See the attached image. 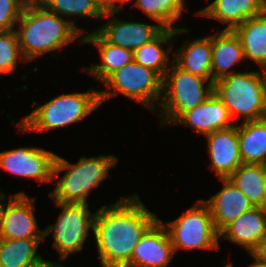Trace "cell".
Returning <instances> with one entry per match:
<instances>
[{
  "mask_svg": "<svg viewBox=\"0 0 266 267\" xmlns=\"http://www.w3.org/2000/svg\"><path fill=\"white\" fill-rule=\"evenodd\" d=\"M255 262L249 265V267H266V263L260 262L256 259H254Z\"/></svg>",
  "mask_w": 266,
  "mask_h": 267,
  "instance_id": "cell-35",
  "label": "cell"
},
{
  "mask_svg": "<svg viewBox=\"0 0 266 267\" xmlns=\"http://www.w3.org/2000/svg\"><path fill=\"white\" fill-rule=\"evenodd\" d=\"M54 203L62 211L56 223L44 229V239L53 234L52 247L60 254V262H64L68 255L83 250L89 230L94 231L96 212L91 213L89 204Z\"/></svg>",
  "mask_w": 266,
  "mask_h": 267,
  "instance_id": "cell-9",
  "label": "cell"
},
{
  "mask_svg": "<svg viewBox=\"0 0 266 267\" xmlns=\"http://www.w3.org/2000/svg\"><path fill=\"white\" fill-rule=\"evenodd\" d=\"M24 6L23 0H0V33L15 30Z\"/></svg>",
  "mask_w": 266,
  "mask_h": 267,
  "instance_id": "cell-30",
  "label": "cell"
},
{
  "mask_svg": "<svg viewBox=\"0 0 266 267\" xmlns=\"http://www.w3.org/2000/svg\"><path fill=\"white\" fill-rule=\"evenodd\" d=\"M121 10H107L102 20L106 23L96 31L109 43L135 51L142 45L153 40L163 29L159 23L146 24L141 22L123 21L113 17ZM112 16V17H111ZM111 17V18H109ZM109 18V19H108Z\"/></svg>",
  "mask_w": 266,
  "mask_h": 267,
  "instance_id": "cell-12",
  "label": "cell"
},
{
  "mask_svg": "<svg viewBox=\"0 0 266 267\" xmlns=\"http://www.w3.org/2000/svg\"><path fill=\"white\" fill-rule=\"evenodd\" d=\"M57 154L37 147H19L0 152V167L20 177L42 182L53 181Z\"/></svg>",
  "mask_w": 266,
  "mask_h": 267,
  "instance_id": "cell-11",
  "label": "cell"
},
{
  "mask_svg": "<svg viewBox=\"0 0 266 267\" xmlns=\"http://www.w3.org/2000/svg\"><path fill=\"white\" fill-rule=\"evenodd\" d=\"M37 106L18 123L22 133L29 131H47L83 120L100 103L99 91L90 88L84 93H68L54 97L47 103Z\"/></svg>",
  "mask_w": 266,
  "mask_h": 267,
  "instance_id": "cell-5",
  "label": "cell"
},
{
  "mask_svg": "<svg viewBox=\"0 0 266 267\" xmlns=\"http://www.w3.org/2000/svg\"><path fill=\"white\" fill-rule=\"evenodd\" d=\"M223 188L208 200L215 228L220 232L242 213L254 206L248 198L228 179L220 178Z\"/></svg>",
  "mask_w": 266,
  "mask_h": 267,
  "instance_id": "cell-17",
  "label": "cell"
},
{
  "mask_svg": "<svg viewBox=\"0 0 266 267\" xmlns=\"http://www.w3.org/2000/svg\"><path fill=\"white\" fill-rule=\"evenodd\" d=\"M233 31L240 40L245 59L253 60L266 72V17L259 15L247 19Z\"/></svg>",
  "mask_w": 266,
  "mask_h": 267,
  "instance_id": "cell-23",
  "label": "cell"
},
{
  "mask_svg": "<svg viewBox=\"0 0 266 267\" xmlns=\"http://www.w3.org/2000/svg\"><path fill=\"white\" fill-rule=\"evenodd\" d=\"M170 64L163 78L162 98L158 106L161 108L158 114L161 127L172 125L182 113L204 103L214 92L212 80L193 75L174 61Z\"/></svg>",
  "mask_w": 266,
  "mask_h": 267,
  "instance_id": "cell-6",
  "label": "cell"
},
{
  "mask_svg": "<svg viewBox=\"0 0 266 267\" xmlns=\"http://www.w3.org/2000/svg\"><path fill=\"white\" fill-rule=\"evenodd\" d=\"M104 7V9L107 10H122L121 8L123 5L132 0H98ZM122 6V7H121Z\"/></svg>",
  "mask_w": 266,
  "mask_h": 267,
  "instance_id": "cell-32",
  "label": "cell"
},
{
  "mask_svg": "<svg viewBox=\"0 0 266 267\" xmlns=\"http://www.w3.org/2000/svg\"><path fill=\"white\" fill-rule=\"evenodd\" d=\"M250 256L253 259L266 263V234L260 240L257 247L251 252Z\"/></svg>",
  "mask_w": 266,
  "mask_h": 267,
  "instance_id": "cell-31",
  "label": "cell"
},
{
  "mask_svg": "<svg viewBox=\"0 0 266 267\" xmlns=\"http://www.w3.org/2000/svg\"><path fill=\"white\" fill-rule=\"evenodd\" d=\"M186 32L188 33L189 30L185 28H164L153 40L133 52V60L155 71L163 79L170 68L168 63L173 62V59L169 60V54L173 51L174 37ZM163 45H168L167 49H164Z\"/></svg>",
  "mask_w": 266,
  "mask_h": 267,
  "instance_id": "cell-19",
  "label": "cell"
},
{
  "mask_svg": "<svg viewBox=\"0 0 266 267\" xmlns=\"http://www.w3.org/2000/svg\"><path fill=\"white\" fill-rule=\"evenodd\" d=\"M0 191V238H44L35 216V200L25 192L10 195L8 203ZM6 204V205H5Z\"/></svg>",
  "mask_w": 266,
  "mask_h": 267,
  "instance_id": "cell-10",
  "label": "cell"
},
{
  "mask_svg": "<svg viewBox=\"0 0 266 267\" xmlns=\"http://www.w3.org/2000/svg\"><path fill=\"white\" fill-rule=\"evenodd\" d=\"M158 219L138 194L101 206L96 211L93 234L102 267H126L135 246Z\"/></svg>",
  "mask_w": 266,
  "mask_h": 267,
  "instance_id": "cell-1",
  "label": "cell"
},
{
  "mask_svg": "<svg viewBox=\"0 0 266 267\" xmlns=\"http://www.w3.org/2000/svg\"><path fill=\"white\" fill-rule=\"evenodd\" d=\"M50 0H23L24 5L45 6Z\"/></svg>",
  "mask_w": 266,
  "mask_h": 267,
  "instance_id": "cell-34",
  "label": "cell"
},
{
  "mask_svg": "<svg viewBox=\"0 0 266 267\" xmlns=\"http://www.w3.org/2000/svg\"><path fill=\"white\" fill-rule=\"evenodd\" d=\"M185 0H135V7L142 10L152 20L164 28L176 29L172 23L179 20L183 11L188 12L185 7Z\"/></svg>",
  "mask_w": 266,
  "mask_h": 267,
  "instance_id": "cell-27",
  "label": "cell"
},
{
  "mask_svg": "<svg viewBox=\"0 0 266 267\" xmlns=\"http://www.w3.org/2000/svg\"><path fill=\"white\" fill-rule=\"evenodd\" d=\"M82 44H94L99 51L101 61L90 67H83L81 71H88L98 81H104L111 73L120 69L125 64L133 61V51L107 42L97 31L81 36Z\"/></svg>",
  "mask_w": 266,
  "mask_h": 267,
  "instance_id": "cell-18",
  "label": "cell"
},
{
  "mask_svg": "<svg viewBox=\"0 0 266 267\" xmlns=\"http://www.w3.org/2000/svg\"><path fill=\"white\" fill-rule=\"evenodd\" d=\"M45 7L61 17L81 16L100 20L105 9L98 0H50Z\"/></svg>",
  "mask_w": 266,
  "mask_h": 267,
  "instance_id": "cell-28",
  "label": "cell"
},
{
  "mask_svg": "<svg viewBox=\"0 0 266 267\" xmlns=\"http://www.w3.org/2000/svg\"><path fill=\"white\" fill-rule=\"evenodd\" d=\"M265 209H266V174H265Z\"/></svg>",
  "mask_w": 266,
  "mask_h": 267,
  "instance_id": "cell-37",
  "label": "cell"
},
{
  "mask_svg": "<svg viewBox=\"0 0 266 267\" xmlns=\"http://www.w3.org/2000/svg\"><path fill=\"white\" fill-rule=\"evenodd\" d=\"M162 82L163 79L155 71L133 60L103 81L111 90H99L100 103L121 93L156 112L162 98Z\"/></svg>",
  "mask_w": 266,
  "mask_h": 267,
  "instance_id": "cell-7",
  "label": "cell"
},
{
  "mask_svg": "<svg viewBox=\"0 0 266 267\" xmlns=\"http://www.w3.org/2000/svg\"><path fill=\"white\" fill-rule=\"evenodd\" d=\"M214 93L224 103L234 120L243 122L266 117V72H236L214 82Z\"/></svg>",
  "mask_w": 266,
  "mask_h": 267,
  "instance_id": "cell-4",
  "label": "cell"
},
{
  "mask_svg": "<svg viewBox=\"0 0 266 267\" xmlns=\"http://www.w3.org/2000/svg\"><path fill=\"white\" fill-rule=\"evenodd\" d=\"M44 238H0V267H31L43 260L37 253Z\"/></svg>",
  "mask_w": 266,
  "mask_h": 267,
  "instance_id": "cell-25",
  "label": "cell"
},
{
  "mask_svg": "<svg viewBox=\"0 0 266 267\" xmlns=\"http://www.w3.org/2000/svg\"><path fill=\"white\" fill-rule=\"evenodd\" d=\"M195 203L167 224L159 219L167 228L175 253L178 249H219V232L215 228L209 205L204 199Z\"/></svg>",
  "mask_w": 266,
  "mask_h": 267,
  "instance_id": "cell-8",
  "label": "cell"
},
{
  "mask_svg": "<svg viewBox=\"0 0 266 267\" xmlns=\"http://www.w3.org/2000/svg\"><path fill=\"white\" fill-rule=\"evenodd\" d=\"M187 42L181 44L178 52L173 53V61L193 75L212 80V35Z\"/></svg>",
  "mask_w": 266,
  "mask_h": 267,
  "instance_id": "cell-22",
  "label": "cell"
},
{
  "mask_svg": "<svg viewBox=\"0 0 266 267\" xmlns=\"http://www.w3.org/2000/svg\"><path fill=\"white\" fill-rule=\"evenodd\" d=\"M174 256L167 228L158 219L141 237L126 267H167Z\"/></svg>",
  "mask_w": 266,
  "mask_h": 267,
  "instance_id": "cell-13",
  "label": "cell"
},
{
  "mask_svg": "<svg viewBox=\"0 0 266 267\" xmlns=\"http://www.w3.org/2000/svg\"><path fill=\"white\" fill-rule=\"evenodd\" d=\"M264 164H241L228 179L248 198L253 206L265 208Z\"/></svg>",
  "mask_w": 266,
  "mask_h": 267,
  "instance_id": "cell-26",
  "label": "cell"
},
{
  "mask_svg": "<svg viewBox=\"0 0 266 267\" xmlns=\"http://www.w3.org/2000/svg\"><path fill=\"white\" fill-rule=\"evenodd\" d=\"M15 29L26 63L45 53L60 50L85 31L72 20L49 11L45 6L25 5Z\"/></svg>",
  "mask_w": 266,
  "mask_h": 267,
  "instance_id": "cell-2",
  "label": "cell"
},
{
  "mask_svg": "<svg viewBox=\"0 0 266 267\" xmlns=\"http://www.w3.org/2000/svg\"><path fill=\"white\" fill-rule=\"evenodd\" d=\"M18 59L26 62L15 30L0 33V74L15 72Z\"/></svg>",
  "mask_w": 266,
  "mask_h": 267,
  "instance_id": "cell-29",
  "label": "cell"
},
{
  "mask_svg": "<svg viewBox=\"0 0 266 267\" xmlns=\"http://www.w3.org/2000/svg\"><path fill=\"white\" fill-rule=\"evenodd\" d=\"M31 267H64L62 263L50 262L48 260L43 259L41 262L31 266Z\"/></svg>",
  "mask_w": 266,
  "mask_h": 267,
  "instance_id": "cell-33",
  "label": "cell"
},
{
  "mask_svg": "<svg viewBox=\"0 0 266 267\" xmlns=\"http://www.w3.org/2000/svg\"><path fill=\"white\" fill-rule=\"evenodd\" d=\"M212 81L236 73L230 67L245 59L238 36L233 30H222L212 35Z\"/></svg>",
  "mask_w": 266,
  "mask_h": 267,
  "instance_id": "cell-21",
  "label": "cell"
},
{
  "mask_svg": "<svg viewBox=\"0 0 266 267\" xmlns=\"http://www.w3.org/2000/svg\"><path fill=\"white\" fill-rule=\"evenodd\" d=\"M238 139L243 163L266 165V117L238 125Z\"/></svg>",
  "mask_w": 266,
  "mask_h": 267,
  "instance_id": "cell-24",
  "label": "cell"
},
{
  "mask_svg": "<svg viewBox=\"0 0 266 267\" xmlns=\"http://www.w3.org/2000/svg\"><path fill=\"white\" fill-rule=\"evenodd\" d=\"M224 267H233V265H232V263H228L226 266H224Z\"/></svg>",
  "mask_w": 266,
  "mask_h": 267,
  "instance_id": "cell-38",
  "label": "cell"
},
{
  "mask_svg": "<svg viewBox=\"0 0 266 267\" xmlns=\"http://www.w3.org/2000/svg\"><path fill=\"white\" fill-rule=\"evenodd\" d=\"M118 162L119 159L112 154L89 158L83 156L75 164L57 155L53 179L62 171H66L48 195L53 202L88 204L87 197L92 189L98 188L100 182L109 176V169L115 167Z\"/></svg>",
  "mask_w": 266,
  "mask_h": 267,
  "instance_id": "cell-3",
  "label": "cell"
},
{
  "mask_svg": "<svg viewBox=\"0 0 266 267\" xmlns=\"http://www.w3.org/2000/svg\"><path fill=\"white\" fill-rule=\"evenodd\" d=\"M262 0H214L197 12V15L214 19L233 30L247 19L261 15Z\"/></svg>",
  "mask_w": 266,
  "mask_h": 267,
  "instance_id": "cell-20",
  "label": "cell"
},
{
  "mask_svg": "<svg viewBox=\"0 0 266 267\" xmlns=\"http://www.w3.org/2000/svg\"><path fill=\"white\" fill-rule=\"evenodd\" d=\"M212 164L208 165L217 177L228 178L241 164L238 125L205 135Z\"/></svg>",
  "mask_w": 266,
  "mask_h": 267,
  "instance_id": "cell-14",
  "label": "cell"
},
{
  "mask_svg": "<svg viewBox=\"0 0 266 267\" xmlns=\"http://www.w3.org/2000/svg\"><path fill=\"white\" fill-rule=\"evenodd\" d=\"M266 234V209L254 206L242 213L219 232L220 239L243 246L248 255L257 247Z\"/></svg>",
  "mask_w": 266,
  "mask_h": 267,
  "instance_id": "cell-16",
  "label": "cell"
},
{
  "mask_svg": "<svg viewBox=\"0 0 266 267\" xmlns=\"http://www.w3.org/2000/svg\"><path fill=\"white\" fill-rule=\"evenodd\" d=\"M261 15L266 17V0H262V3H261Z\"/></svg>",
  "mask_w": 266,
  "mask_h": 267,
  "instance_id": "cell-36",
  "label": "cell"
},
{
  "mask_svg": "<svg viewBox=\"0 0 266 267\" xmlns=\"http://www.w3.org/2000/svg\"><path fill=\"white\" fill-rule=\"evenodd\" d=\"M233 121L227 107L213 92L204 103L182 113L171 126L181 124L199 135H207L236 125Z\"/></svg>",
  "mask_w": 266,
  "mask_h": 267,
  "instance_id": "cell-15",
  "label": "cell"
}]
</instances>
